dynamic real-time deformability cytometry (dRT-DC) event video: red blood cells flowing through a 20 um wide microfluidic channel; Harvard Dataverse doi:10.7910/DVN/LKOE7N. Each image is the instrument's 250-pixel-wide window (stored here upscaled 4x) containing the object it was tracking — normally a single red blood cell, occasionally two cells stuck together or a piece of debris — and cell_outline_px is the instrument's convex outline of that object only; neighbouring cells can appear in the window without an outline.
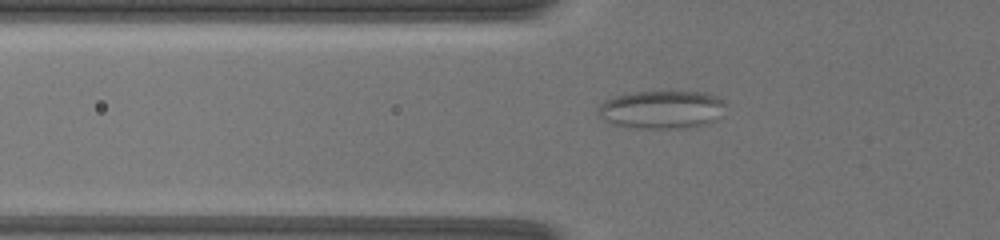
{"species": "common noctule bat (a hibernating species)", "species_latin": "Nyctalus noctula", "temperature_condition": "warm", "stored_images_in_passage": 34, "camera_frame_rate_fps": 3000, "um_per_image_px": 0.085, "animal": {"sex": "female", "body_mass_g": 19.5, "forearm_length_mm": 54.1}, "frame": {"image": 1, "passage_image": 6, "time_ms": 1.667, "image_size_px": [1000, 240], "cell_outline_px": [[724, 104], [720, 116], [712, 120], [700, 124], [680, 128], [636, 128], [612, 124], [600, 116], [596, 112], [596, 108], [604, 100], [616, 96], [632, 92], [704, 92], [716, 96], [724, 100]], "centroid_in_image_um": [56.18, 9.3], "position_along_channel_um": 69.6, "area_um2": 27.98}}
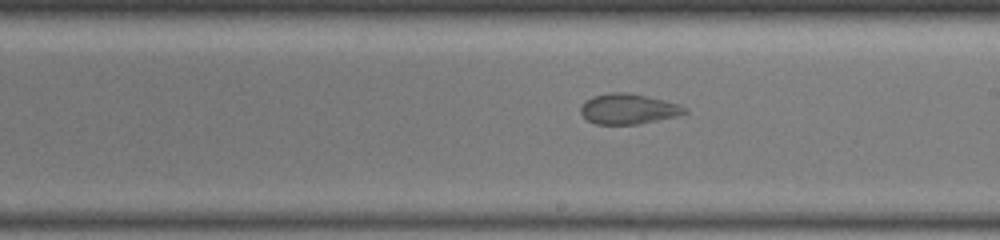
{"frame": {"image": 2, "passage_image": 18, "time_ms": 5.667, "image_size_px": [1000, 240], "cell_outline_px": [[688, 112], [656, 120], [636, 124], [596, 124], [588, 120], [580, 112], [580, 108], [584, 100], [592, 96], [608, 92], [624, 92], [644, 96], [676, 104], [684, 108]], "centroid_in_image_um": [53.29, 9.25], "position_along_channel_um": 235.7, "area_um2": 17.86}}
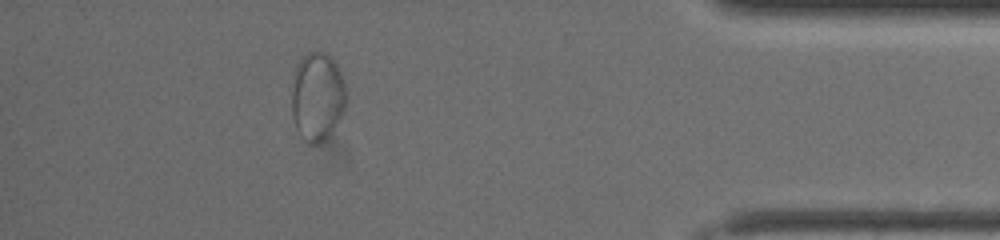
{"frame": {"image": 3, "passage_image": 31, "time_ms": 10.667, "image_size_px": [1000, 240], "cell_outline_px": [[348, 96], [344, 108], [336, 124], [324, 140], [316, 144], [312, 144], [296, 128], [292, 116], [292, 92], [296, 68], [300, 60], [304, 56], [312, 52], [324, 52], [336, 64], [344, 80]], "centroid_in_image_um": [27.0, 8.2], "position_along_channel_um": 408.2, "area_um2": 27.51}}